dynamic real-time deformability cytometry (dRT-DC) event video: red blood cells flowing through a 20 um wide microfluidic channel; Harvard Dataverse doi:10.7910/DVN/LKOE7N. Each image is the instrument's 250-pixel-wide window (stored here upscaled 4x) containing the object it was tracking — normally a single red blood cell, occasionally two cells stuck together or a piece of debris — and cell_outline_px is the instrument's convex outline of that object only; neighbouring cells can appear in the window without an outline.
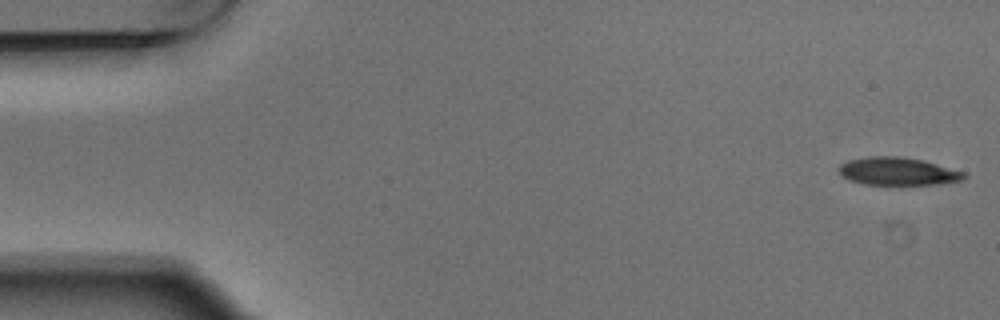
{"species": "Egyptian fruit bat (a non-hibernating species)", "species_latin": "Rousettus aegyptiacus", "temperature_condition": "warm", "stored_images_in_passage": 5, "camera_frame_rate_fps": 3000, "um_per_image_px": 0.085, "animal": {"sex": "male"}, "frame": {"image": 1, "passage_image": 1, "time_ms": 0.0, "image_size_px": [1000, 320], "cell_outline_px": [[968, 176], [964, 180], [940, 184], [864, 184], [848, 180], [840, 172], [840, 164], [848, 160], [868, 156], [900, 156], [924, 160], [964, 172]], "centroid_in_image_um": [76.35, 14.55], "position_along_channel_um": 8.7, "area_um2": 20.29}}
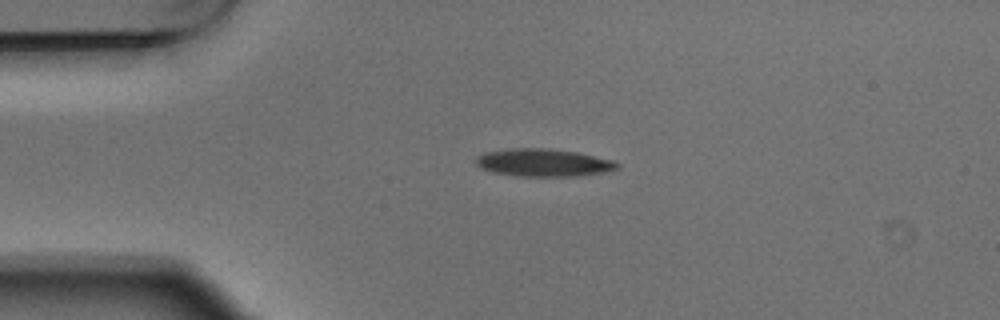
{"frame": {"image": 2, "passage_image": 4, "time_ms": 1.0, "image_size_px": [1000, 320], "cell_outline_px": [[620, 168], [604, 172], [576, 176], [516, 176], [492, 172], [480, 168], [476, 164], [476, 156], [484, 152], [508, 148], [548, 148], [576, 152], [612, 160], [620, 164]], "centroid_in_image_um": [46.15, 13.82], "position_along_channel_um": 38.9, "area_um2": 22.89}}